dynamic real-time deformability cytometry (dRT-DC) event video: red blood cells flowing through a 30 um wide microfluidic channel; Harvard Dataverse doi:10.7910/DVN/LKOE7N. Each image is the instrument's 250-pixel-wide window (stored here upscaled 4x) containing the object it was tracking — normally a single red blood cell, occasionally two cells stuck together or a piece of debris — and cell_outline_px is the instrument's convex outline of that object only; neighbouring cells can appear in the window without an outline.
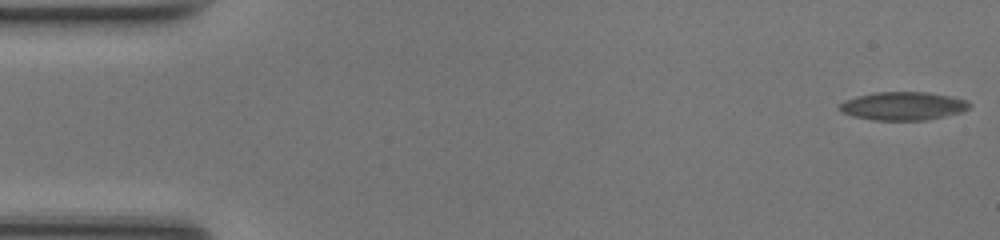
{"species": "common noctule bat (a hibernating species)", "species_latin": "Nyctalus noctula", "temperature_condition": "room temperature", "stored_images_in_passage": 5, "camera_frame_rate_fps": 3000, "um_per_image_px": 0.085, "animal": {"sex": "female", "body_mass_g": 17.0, "forearm_length_mm": 48.0}, "frame": {"image": 1, "passage_image": 1, "time_ms": 0.0, "image_size_px": [1000, 240], "cell_outline_px": [[972, 108], [960, 112], [928, 120], [872, 120], [852, 116], [840, 112], [836, 108], [844, 100], [856, 96], [876, 92], [928, 92], [952, 96], [964, 100], [972, 104]], "centroid_in_image_um": [76.73, 9.01], "position_along_channel_um": 8.3, "area_um2": 21.68}}